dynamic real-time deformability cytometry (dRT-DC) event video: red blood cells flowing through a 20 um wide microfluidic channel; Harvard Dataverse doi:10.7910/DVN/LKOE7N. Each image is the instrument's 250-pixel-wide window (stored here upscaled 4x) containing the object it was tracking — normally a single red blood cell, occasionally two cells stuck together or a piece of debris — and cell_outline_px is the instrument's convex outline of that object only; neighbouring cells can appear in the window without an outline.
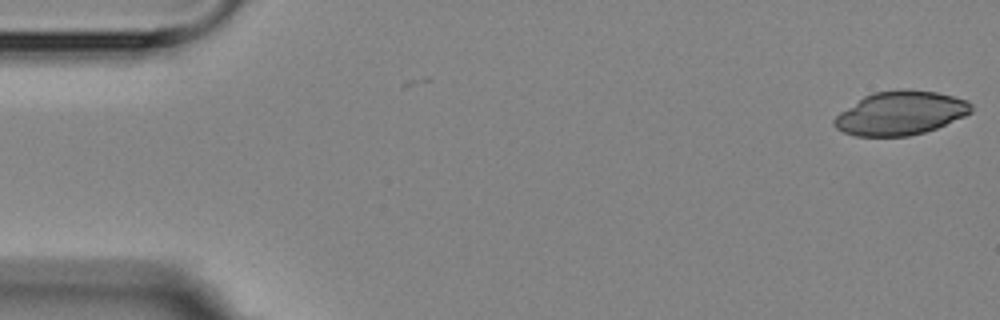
{"species": "Egyptian fruit bat (a non-hibernating species)", "species_latin": "Rousettus aegyptiacus", "temperature_condition": "room temperature", "stored_images_in_passage": 5, "camera_frame_rate_fps": 3000, "um_per_image_px": 0.085, "animal": {"sex": "female"}, "frame": {"image": 1, "passage_image": 1, "time_ms": 0.0, "image_size_px": [1000, 320], "cell_outline_px": [[972, 112], [964, 116], [936, 128], [924, 132], [908, 136], [856, 136], [844, 132], [836, 128], [832, 124], [832, 120], [840, 112], [864, 96], [872, 92], [908, 88], [936, 92], [968, 100], [972, 104]], "centroid_in_image_um": [76.53, 9.6], "position_along_channel_um": 8.5, "area_um2": 34.97}}